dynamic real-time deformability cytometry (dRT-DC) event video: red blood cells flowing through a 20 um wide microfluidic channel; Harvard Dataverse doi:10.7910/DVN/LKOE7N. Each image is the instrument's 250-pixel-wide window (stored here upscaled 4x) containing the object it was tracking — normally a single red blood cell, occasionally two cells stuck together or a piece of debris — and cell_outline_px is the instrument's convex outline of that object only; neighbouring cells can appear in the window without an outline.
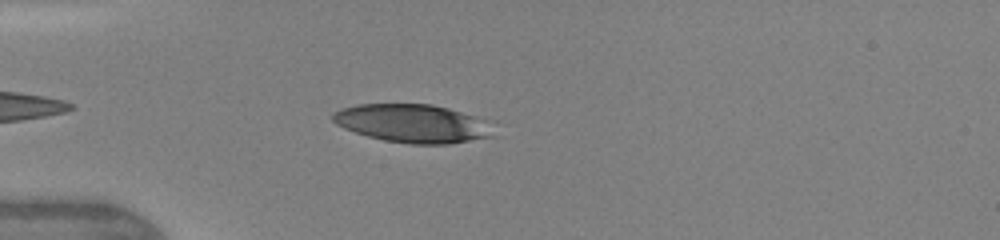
{"species": "human", "species_latin": "Homo sapiens", "temperature_condition": "warm", "stored_images_in_passage": 3, "camera_frame_rate_fps": 3000, "um_per_image_px": 0.085, "donor": {"sex": "female"}, "frame": {"image": 1, "passage_image": 1, "time_ms": 0.0, "image_size_px": [1000, 240], "cell_outline_px": [[496, 136], [448, 144], [408, 144], [384, 140], [368, 136], [344, 128], [336, 124], [332, 120], [332, 116], [336, 112], [344, 108], [356, 104], [432, 104], [448, 108], [476, 116], [484, 120], [488, 124]], "centroid_in_image_um": [35.09, 10.5], "position_along_channel_um": 49.9, "area_um2": 35.72}}